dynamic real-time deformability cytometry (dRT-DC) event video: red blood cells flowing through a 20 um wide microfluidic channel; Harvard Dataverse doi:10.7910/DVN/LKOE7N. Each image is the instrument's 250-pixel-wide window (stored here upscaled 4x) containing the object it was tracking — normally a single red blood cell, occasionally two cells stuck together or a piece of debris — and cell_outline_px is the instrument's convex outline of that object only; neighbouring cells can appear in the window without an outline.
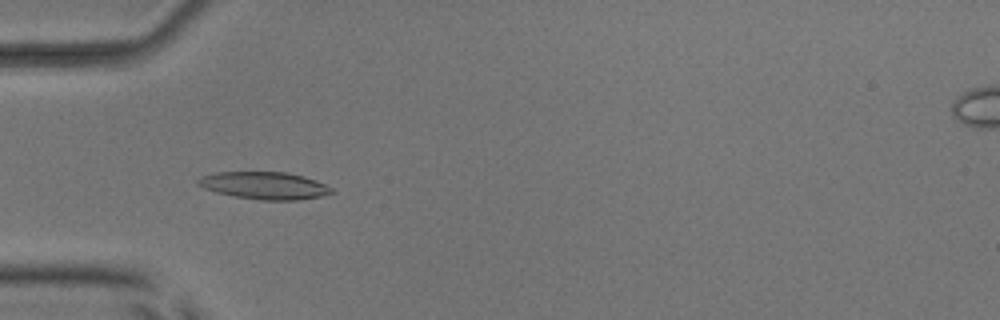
{"species": "common noctule bat (a hibernating species)", "species_latin": "Nyctalus noctula", "temperature_condition": "room temperature", "stored_images_in_passage": 6, "camera_frame_rate_fps": 3000, "um_per_image_px": 0.085, "animal": {"sex": "male", "body_mass_g": 17.9, "forearm_length_mm": 54.2}, "frame": {"image": 1, "passage_image": 4, "time_ms": 3.333, "image_size_px": [1000, 320], "cell_outline_px": [[336, 192], [324, 196], [300, 200], [260, 200], [232, 196], [216, 192], [204, 188], [196, 184], [196, 180], [200, 176], [216, 172], [284, 172], [304, 176], [316, 180], [332, 188]], "centroid_in_image_um": [22.48, 15.78], "position_along_channel_um": 62.5, "area_um2": 21.56}}
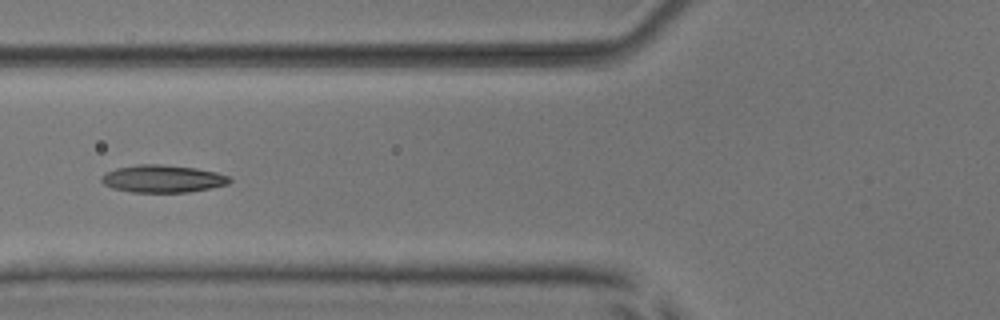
{"frame": {"image": 2, "passage_image": 5, "time_ms": 4.667, "image_size_px": [1000, 320], "cell_outline_px": [[232, 180], [228, 184], [188, 192], [132, 192], [112, 188], [104, 184], [100, 180], [100, 176], [116, 168], [136, 164], [160, 164], [196, 168], [216, 172], [228, 176]], "centroid_in_image_um": [13.8, 15.19], "position_along_channel_um": 112.0, "area_um2": 20.46}}
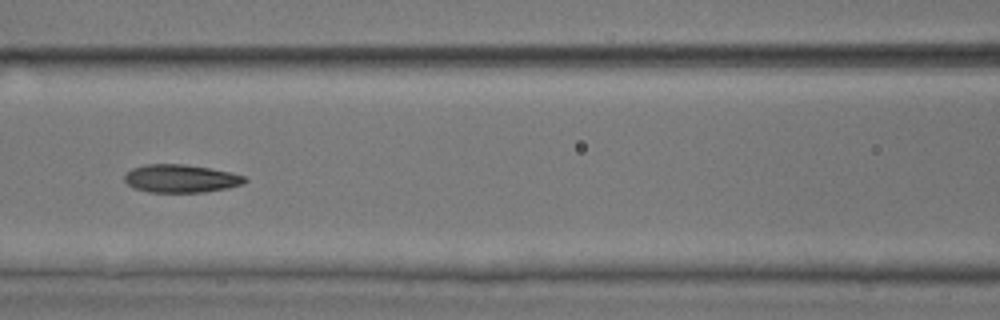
{"frame": {"image": 3, "passage_image": 6, "time_ms": 5.667, "image_size_px": [1000, 320], "cell_outline_px": [[248, 180], [244, 184], [228, 188], [204, 192], [148, 192], [136, 188], [128, 184], [124, 180], [124, 176], [132, 168], [148, 164], [184, 164], [208, 168], [228, 172], [244, 176]], "centroid_in_image_um": [15.38, 15.18], "position_along_channel_um": 151.2, "area_um2": 19.48}}